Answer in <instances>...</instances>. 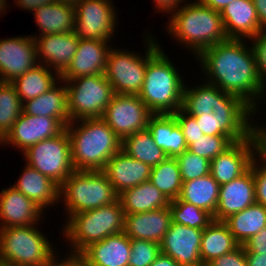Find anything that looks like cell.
Masks as SVG:
<instances>
[{
    "instance_id": "obj_1",
    "label": "cell",
    "mask_w": 266,
    "mask_h": 266,
    "mask_svg": "<svg viewBox=\"0 0 266 266\" xmlns=\"http://www.w3.org/2000/svg\"><path fill=\"white\" fill-rule=\"evenodd\" d=\"M245 44V39H227L204 49L196 58L206 82L239 97L259 113L257 101L265 97L266 88L259 78L252 47Z\"/></svg>"
},
{
    "instance_id": "obj_2",
    "label": "cell",
    "mask_w": 266,
    "mask_h": 266,
    "mask_svg": "<svg viewBox=\"0 0 266 266\" xmlns=\"http://www.w3.org/2000/svg\"><path fill=\"white\" fill-rule=\"evenodd\" d=\"M204 81L194 88L185 85L181 109L196 118L204 135L227 136L232 142L250 137L260 127L250 120L257 113L239 97Z\"/></svg>"
},
{
    "instance_id": "obj_3",
    "label": "cell",
    "mask_w": 266,
    "mask_h": 266,
    "mask_svg": "<svg viewBox=\"0 0 266 266\" xmlns=\"http://www.w3.org/2000/svg\"><path fill=\"white\" fill-rule=\"evenodd\" d=\"M147 35V67L138 96L153 114H173L182 107L185 83L159 43Z\"/></svg>"
},
{
    "instance_id": "obj_4",
    "label": "cell",
    "mask_w": 266,
    "mask_h": 266,
    "mask_svg": "<svg viewBox=\"0 0 266 266\" xmlns=\"http://www.w3.org/2000/svg\"><path fill=\"white\" fill-rule=\"evenodd\" d=\"M65 129L75 171L103 170L110 158L121 150V139L102 118L71 121Z\"/></svg>"
},
{
    "instance_id": "obj_5",
    "label": "cell",
    "mask_w": 266,
    "mask_h": 266,
    "mask_svg": "<svg viewBox=\"0 0 266 266\" xmlns=\"http://www.w3.org/2000/svg\"><path fill=\"white\" fill-rule=\"evenodd\" d=\"M168 23L169 35L184 44V49L187 47L195 57L204 49L228 39L220 12L202 5L198 0L180 6Z\"/></svg>"
},
{
    "instance_id": "obj_6",
    "label": "cell",
    "mask_w": 266,
    "mask_h": 266,
    "mask_svg": "<svg viewBox=\"0 0 266 266\" xmlns=\"http://www.w3.org/2000/svg\"><path fill=\"white\" fill-rule=\"evenodd\" d=\"M124 218L125 213L119 200L110 205L71 215L66 219L63 228L65 241L69 240L73 249L69 254L79 255L92 243L122 233Z\"/></svg>"
},
{
    "instance_id": "obj_7",
    "label": "cell",
    "mask_w": 266,
    "mask_h": 266,
    "mask_svg": "<svg viewBox=\"0 0 266 266\" xmlns=\"http://www.w3.org/2000/svg\"><path fill=\"white\" fill-rule=\"evenodd\" d=\"M35 226L0 229V263L9 266H46L57 256L49 239Z\"/></svg>"
},
{
    "instance_id": "obj_8",
    "label": "cell",
    "mask_w": 266,
    "mask_h": 266,
    "mask_svg": "<svg viewBox=\"0 0 266 266\" xmlns=\"http://www.w3.org/2000/svg\"><path fill=\"white\" fill-rule=\"evenodd\" d=\"M59 199L65 203L68 218L79 212L110 205L118 200L102 170L73 171L62 183Z\"/></svg>"
},
{
    "instance_id": "obj_9",
    "label": "cell",
    "mask_w": 266,
    "mask_h": 266,
    "mask_svg": "<svg viewBox=\"0 0 266 266\" xmlns=\"http://www.w3.org/2000/svg\"><path fill=\"white\" fill-rule=\"evenodd\" d=\"M66 83L69 121L101 118L115 93L105 74L82 76Z\"/></svg>"
},
{
    "instance_id": "obj_10",
    "label": "cell",
    "mask_w": 266,
    "mask_h": 266,
    "mask_svg": "<svg viewBox=\"0 0 266 266\" xmlns=\"http://www.w3.org/2000/svg\"><path fill=\"white\" fill-rule=\"evenodd\" d=\"M23 154L28 166L45 174L59 187L75 171L66 129L55 137L44 139L29 147Z\"/></svg>"
},
{
    "instance_id": "obj_11",
    "label": "cell",
    "mask_w": 266,
    "mask_h": 266,
    "mask_svg": "<svg viewBox=\"0 0 266 266\" xmlns=\"http://www.w3.org/2000/svg\"><path fill=\"white\" fill-rule=\"evenodd\" d=\"M262 126L247 139L233 142L211 160L210 174L219 185L238 178L250 168L254 154L266 142L263 123Z\"/></svg>"
},
{
    "instance_id": "obj_12",
    "label": "cell",
    "mask_w": 266,
    "mask_h": 266,
    "mask_svg": "<svg viewBox=\"0 0 266 266\" xmlns=\"http://www.w3.org/2000/svg\"><path fill=\"white\" fill-rule=\"evenodd\" d=\"M111 0H78L75 4L74 32L79 39L109 41L117 15Z\"/></svg>"
},
{
    "instance_id": "obj_13",
    "label": "cell",
    "mask_w": 266,
    "mask_h": 266,
    "mask_svg": "<svg viewBox=\"0 0 266 266\" xmlns=\"http://www.w3.org/2000/svg\"><path fill=\"white\" fill-rule=\"evenodd\" d=\"M145 49L146 55L143 57L114 47L109 50L104 74L115 94L140 93L147 67V48Z\"/></svg>"
},
{
    "instance_id": "obj_14",
    "label": "cell",
    "mask_w": 266,
    "mask_h": 266,
    "mask_svg": "<svg viewBox=\"0 0 266 266\" xmlns=\"http://www.w3.org/2000/svg\"><path fill=\"white\" fill-rule=\"evenodd\" d=\"M152 115L138 95L115 94L101 118L122 141L135 132L147 129Z\"/></svg>"
},
{
    "instance_id": "obj_15",
    "label": "cell",
    "mask_w": 266,
    "mask_h": 266,
    "mask_svg": "<svg viewBox=\"0 0 266 266\" xmlns=\"http://www.w3.org/2000/svg\"><path fill=\"white\" fill-rule=\"evenodd\" d=\"M65 127L58 118L32 116L22 112L12 129L0 141V145L11 144L23 153L38 142L59 135Z\"/></svg>"
},
{
    "instance_id": "obj_16",
    "label": "cell",
    "mask_w": 266,
    "mask_h": 266,
    "mask_svg": "<svg viewBox=\"0 0 266 266\" xmlns=\"http://www.w3.org/2000/svg\"><path fill=\"white\" fill-rule=\"evenodd\" d=\"M38 64L33 36L0 39V80L11 83Z\"/></svg>"
},
{
    "instance_id": "obj_17",
    "label": "cell",
    "mask_w": 266,
    "mask_h": 266,
    "mask_svg": "<svg viewBox=\"0 0 266 266\" xmlns=\"http://www.w3.org/2000/svg\"><path fill=\"white\" fill-rule=\"evenodd\" d=\"M203 230L171 221L160 243L161 252L172 257L180 266H203L200 258Z\"/></svg>"
},
{
    "instance_id": "obj_18",
    "label": "cell",
    "mask_w": 266,
    "mask_h": 266,
    "mask_svg": "<svg viewBox=\"0 0 266 266\" xmlns=\"http://www.w3.org/2000/svg\"><path fill=\"white\" fill-rule=\"evenodd\" d=\"M256 203L255 181L252 168L232 181L220 185L218 206L214 220L224 221Z\"/></svg>"
},
{
    "instance_id": "obj_19",
    "label": "cell",
    "mask_w": 266,
    "mask_h": 266,
    "mask_svg": "<svg viewBox=\"0 0 266 266\" xmlns=\"http://www.w3.org/2000/svg\"><path fill=\"white\" fill-rule=\"evenodd\" d=\"M38 64L47 66L61 74L70 64L79 44L75 32L34 36Z\"/></svg>"
},
{
    "instance_id": "obj_20",
    "label": "cell",
    "mask_w": 266,
    "mask_h": 266,
    "mask_svg": "<svg viewBox=\"0 0 266 266\" xmlns=\"http://www.w3.org/2000/svg\"><path fill=\"white\" fill-rule=\"evenodd\" d=\"M44 210L10 186L0 192V229L39 225Z\"/></svg>"
},
{
    "instance_id": "obj_21",
    "label": "cell",
    "mask_w": 266,
    "mask_h": 266,
    "mask_svg": "<svg viewBox=\"0 0 266 266\" xmlns=\"http://www.w3.org/2000/svg\"><path fill=\"white\" fill-rule=\"evenodd\" d=\"M108 41L79 39L77 51L68 67L60 74L61 80L104 74L109 50Z\"/></svg>"
},
{
    "instance_id": "obj_22",
    "label": "cell",
    "mask_w": 266,
    "mask_h": 266,
    "mask_svg": "<svg viewBox=\"0 0 266 266\" xmlns=\"http://www.w3.org/2000/svg\"><path fill=\"white\" fill-rule=\"evenodd\" d=\"M171 221L169 206L149 212L126 214L123 233L130 239L161 243Z\"/></svg>"
},
{
    "instance_id": "obj_23",
    "label": "cell",
    "mask_w": 266,
    "mask_h": 266,
    "mask_svg": "<svg viewBox=\"0 0 266 266\" xmlns=\"http://www.w3.org/2000/svg\"><path fill=\"white\" fill-rule=\"evenodd\" d=\"M102 171L112 184L115 192L120 194L126 189L148 181L151 167L120 150L110 158Z\"/></svg>"
},
{
    "instance_id": "obj_24",
    "label": "cell",
    "mask_w": 266,
    "mask_h": 266,
    "mask_svg": "<svg viewBox=\"0 0 266 266\" xmlns=\"http://www.w3.org/2000/svg\"><path fill=\"white\" fill-rule=\"evenodd\" d=\"M228 39H250L260 31L257 11L252 0H235L220 12Z\"/></svg>"
},
{
    "instance_id": "obj_25",
    "label": "cell",
    "mask_w": 266,
    "mask_h": 266,
    "mask_svg": "<svg viewBox=\"0 0 266 266\" xmlns=\"http://www.w3.org/2000/svg\"><path fill=\"white\" fill-rule=\"evenodd\" d=\"M130 253V238L122 232L92 243L79 256L87 266H128Z\"/></svg>"
},
{
    "instance_id": "obj_26",
    "label": "cell",
    "mask_w": 266,
    "mask_h": 266,
    "mask_svg": "<svg viewBox=\"0 0 266 266\" xmlns=\"http://www.w3.org/2000/svg\"><path fill=\"white\" fill-rule=\"evenodd\" d=\"M147 129L167 157L176 158L188 148L183 131L173 114H153Z\"/></svg>"
},
{
    "instance_id": "obj_27",
    "label": "cell",
    "mask_w": 266,
    "mask_h": 266,
    "mask_svg": "<svg viewBox=\"0 0 266 266\" xmlns=\"http://www.w3.org/2000/svg\"><path fill=\"white\" fill-rule=\"evenodd\" d=\"M24 167V171L17 179L18 181L11 186L34 201L44 211L47 206H53V204L60 201V187L54 181L26 163Z\"/></svg>"
},
{
    "instance_id": "obj_28",
    "label": "cell",
    "mask_w": 266,
    "mask_h": 266,
    "mask_svg": "<svg viewBox=\"0 0 266 266\" xmlns=\"http://www.w3.org/2000/svg\"><path fill=\"white\" fill-rule=\"evenodd\" d=\"M47 92L23 103V112L32 116L58 118L65 126L70 122L68 115L67 88L64 81H58ZM60 83V86H59ZM63 83V87L61 85Z\"/></svg>"
},
{
    "instance_id": "obj_29",
    "label": "cell",
    "mask_w": 266,
    "mask_h": 266,
    "mask_svg": "<svg viewBox=\"0 0 266 266\" xmlns=\"http://www.w3.org/2000/svg\"><path fill=\"white\" fill-rule=\"evenodd\" d=\"M126 214L149 212L169 206L170 200L149 180L118 194Z\"/></svg>"
},
{
    "instance_id": "obj_30",
    "label": "cell",
    "mask_w": 266,
    "mask_h": 266,
    "mask_svg": "<svg viewBox=\"0 0 266 266\" xmlns=\"http://www.w3.org/2000/svg\"><path fill=\"white\" fill-rule=\"evenodd\" d=\"M40 35L64 34L75 28V7L68 3L51 2L34 12Z\"/></svg>"
},
{
    "instance_id": "obj_31",
    "label": "cell",
    "mask_w": 266,
    "mask_h": 266,
    "mask_svg": "<svg viewBox=\"0 0 266 266\" xmlns=\"http://www.w3.org/2000/svg\"><path fill=\"white\" fill-rule=\"evenodd\" d=\"M239 244L235 241L224 221L213 220L204 230L201 237L200 258L206 266L213 259L232 252Z\"/></svg>"
},
{
    "instance_id": "obj_32",
    "label": "cell",
    "mask_w": 266,
    "mask_h": 266,
    "mask_svg": "<svg viewBox=\"0 0 266 266\" xmlns=\"http://www.w3.org/2000/svg\"><path fill=\"white\" fill-rule=\"evenodd\" d=\"M220 185L211 174L183 181L179 199L206 210L212 216L218 206Z\"/></svg>"
},
{
    "instance_id": "obj_33",
    "label": "cell",
    "mask_w": 266,
    "mask_h": 266,
    "mask_svg": "<svg viewBox=\"0 0 266 266\" xmlns=\"http://www.w3.org/2000/svg\"><path fill=\"white\" fill-rule=\"evenodd\" d=\"M230 233L239 245H243L253 235L266 227V207L259 203L230 215L224 220Z\"/></svg>"
},
{
    "instance_id": "obj_34",
    "label": "cell",
    "mask_w": 266,
    "mask_h": 266,
    "mask_svg": "<svg viewBox=\"0 0 266 266\" xmlns=\"http://www.w3.org/2000/svg\"><path fill=\"white\" fill-rule=\"evenodd\" d=\"M56 75V76H55ZM61 80L58 72L53 73L45 65L37 64L25 74L16 78L11 84L14 86L22 103L34 99L54 87Z\"/></svg>"
},
{
    "instance_id": "obj_35",
    "label": "cell",
    "mask_w": 266,
    "mask_h": 266,
    "mask_svg": "<svg viewBox=\"0 0 266 266\" xmlns=\"http://www.w3.org/2000/svg\"><path fill=\"white\" fill-rule=\"evenodd\" d=\"M121 150L128 156L149 165L157 166L167 158L166 153L153 141L148 129L138 131L122 140Z\"/></svg>"
},
{
    "instance_id": "obj_36",
    "label": "cell",
    "mask_w": 266,
    "mask_h": 266,
    "mask_svg": "<svg viewBox=\"0 0 266 266\" xmlns=\"http://www.w3.org/2000/svg\"><path fill=\"white\" fill-rule=\"evenodd\" d=\"M149 181L170 201L177 199L183 184L177 159L167 157L160 164L152 167Z\"/></svg>"
},
{
    "instance_id": "obj_37",
    "label": "cell",
    "mask_w": 266,
    "mask_h": 266,
    "mask_svg": "<svg viewBox=\"0 0 266 266\" xmlns=\"http://www.w3.org/2000/svg\"><path fill=\"white\" fill-rule=\"evenodd\" d=\"M23 112V103L11 83L0 86V141Z\"/></svg>"
},
{
    "instance_id": "obj_38",
    "label": "cell",
    "mask_w": 266,
    "mask_h": 266,
    "mask_svg": "<svg viewBox=\"0 0 266 266\" xmlns=\"http://www.w3.org/2000/svg\"><path fill=\"white\" fill-rule=\"evenodd\" d=\"M169 208L172 222L191 228L204 230L214 220L206 210L181 201L179 198L171 200Z\"/></svg>"
},
{
    "instance_id": "obj_39",
    "label": "cell",
    "mask_w": 266,
    "mask_h": 266,
    "mask_svg": "<svg viewBox=\"0 0 266 266\" xmlns=\"http://www.w3.org/2000/svg\"><path fill=\"white\" fill-rule=\"evenodd\" d=\"M183 181H188L210 174L211 161L185 150L176 157Z\"/></svg>"
},
{
    "instance_id": "obj_40",
    "label": "cell",
    "mask_w": 266,
    "mask_h": 266,
    "mask_svg": "<svg viewBox=\"0 0 266 266\" xmlns=\"http://www.w3.org/2000/svg\"><path fill=\"white\" fill-rule=\"evenodd\" d=\"M232 143L227 136L204 135L194 139V142L188 146L187 150L211 161Z\"/></svg>"
},
{
    "instance_id": "obj_41",
    "label": "cell",
    "mask_w": 266,
    "mask_h": 266,
    "mask_svg": "<svg viewBox=\"0 0 266 266\" xmlns=\"http://www.w3.org/2000/svg\"><path fill=\"white\" fill-rule=\"evenodd\" d=\"M131 255L128 266H150L161 253L160 243L130 239Z\"/></svg>"
},
{
    "instance_id": "obj_42",
    "label": "cell",
    "mask_w": 266,
    "mask_h": 266,
    "mask_svg": "<svg viewBox=\"0 0 266 266\" xmlns=\"http://www.w3.org/2000/svg\"><path fill=\"white\" fill-rule=\"evenodd\" d=\"M250 167L255 181L256 203L266 207V142L254 154Z\"/></svg>"
},
{
    "instance_id": "obj_43",
    "label": "cell",
    "mask_w": 266,
    "mask_h": 266,
    "mask_svg": "<svg viewBox=\"0 0 266 266\" xmlns=\"http://www.w3.org/2000/svg\"><path fill=\"white\" fill-rule=\"evenodd\" d=\"M253 39V40H252ZM250 43L254 52L259 78L264 88H266V30H261Z\"/></svg>"
},
{
    "instance_id": "obj_44",
    "label": "cell",
    "mask_w": 266,
    "mask_h": 266,
    "mask_svg": "<svg viewBox=\"0 0 266 266\" xmlns=\"http://www.w3.org/2000/svg\"><path fill=\"white\" fill-rule=\"evenodd\" d=\"M173 115L183 131L187 146L193 143L194 139L204 136V133L200 130L195 117L190 116L182 109L177 110L175 113H173Z\"/></svg>"
},
{
    "instance_id": "obj_45",
    "label": "cell",
    "mask_w": 266,
    "mask_h": 266,
    "mask_svg": "<svg viewBox=\"0 0 266 266\" xmlns=\"http://www.w3.org/2000/svg\"><path fill=\"white\" fill-rule=\"evenodd\" d=\"M206 266H247V260L243 245H239L232 252L223 254L213 259Z\"/></svg>"
},
{
    "instance_id": "obj_46",
    "label": "cell",
    "mask_w": 266,
    "mask_h": 266,
    "mask_svg": "<svg viewBox=\"0 0 266 266\" xmlns=\"http://www.w3.org/2000/svg\"><path fill=\"white\" fill-rule=\"evenodd\" d=\"M245 253H266V227L243 244Z\"/></svg>"
},
{
    "instance_id": "obj_47",
    "label": "cell",
    "mask_w": 266,
    "mask_h": 266,
    "mask_svg": "<svg viewBox=\"0 0 266 266\" xmlns=\"http://www.w3.org/2000/svg\"><path fill=\"white\" fill-rule=\"evenodd\" d=\"M68 257L58 260V255L55 256L46 266H87L84 260L75 254H66ZM57 258V259H56ZM58 260V261H57Z\"/></svg>"
},
{
    "instance_id": "obj_48",
    "label": "cell",
    "mask_w": 266,
    "mask_h": 266,
    "mask_svg": "<svg viewBox=\"0 0 266 266\" xmlns=\"http://www.w3.org/2000/svg\"><path fill=\"white\" fill-rule=\"evenodd\" d=\"M156 3L155 7L158 8L157 12H166V15L169 13L172 15L176 10H178L180 5H183L186 0H153ZM182 3V4H181ZM180 4V5H179ZM162 10V11H161Z\"/></svg>"
},
{
    "instance_id": "obj_49",
    "label": "cell",
    "mask_w": 266,
    "mask_h": 266,
    "mask_svg": "<svg viewBox=\"0 0 266 266\" xmlns=\"http://www.w3.org/2000/svg\"><path fill=\"white\" fill-rule=\"evenodd\" d=\"M15 4L20 7V9H25L28 11H35L37 8L53 2V0H14Z\"/></svg>"
},
{
    "instance_id": "obj_50",
    "label": "cell",
    "mask_w": 266,
    "mask_h": 266,
    "mask_svg": "<svg viewBox=\"0 0 266 266\" xmlns=\"http://www.w3.org/2000/svg\"><path fill=\"white\" fill-rule=\"evenodd\" d=\"M258 14L261 30H266V0H252Z\"/></svg>"
},
{
    "instance_id": "obj_51",
    "label": "cell",
    "mask_w": 266,
    "mask_h": 266,
    "mask_svg": "<svg viewBox=\"0 0 266 266\" xmlns=\"http://www.w3.org/2000/svg\"><path fill=\"white\" fill-rule=\"evenodd\" d=\"M247 266H266V253H245Z\"/></svg>"
},
{
    "instance_id": "obj_52",
    "label": "cell",
    "mask_w": 266,
    "mask_h": 266,
    "mask_svg": "<svg viewBox=\"0 0 266 266\" xmlns=\"http://www.w3.org/2000/svg\"><path fill=\"white\" fill-rule=\"evenodd\" d=\"M202 5L221 12L228 4L235 0H198Z\"/></svg>"
},
{
    "instance_id": "obj_53",
    "label": "cell",
    "mask_w": 266,
    "mask_h": 266,
    "mask_svg": "<svg viewBox=\"0 0 266 266\" xmlns=\"http://www.w3.org/2000/svg\"><path fill=\"white\" fill-rule=\"evenodd\" d=\"M150 266H180V265L172 257L163 254L161 252Z\"/></svg>"
},
{
    "instance_id": "obj_54",
    "label": "cell",
    "mask_w": 266,
    "mask_h": 266,
    "mask_svg": "<svg viewBox=\"0 0 266 266\" xmlns=\"http://www.w3.org/2000/svg\"><path fill=\"white\" fill-rule=\"evenodd\" d=\"M78 0H53V2L68 3L74 5Z\"/></svg>"
}]
</instances>
